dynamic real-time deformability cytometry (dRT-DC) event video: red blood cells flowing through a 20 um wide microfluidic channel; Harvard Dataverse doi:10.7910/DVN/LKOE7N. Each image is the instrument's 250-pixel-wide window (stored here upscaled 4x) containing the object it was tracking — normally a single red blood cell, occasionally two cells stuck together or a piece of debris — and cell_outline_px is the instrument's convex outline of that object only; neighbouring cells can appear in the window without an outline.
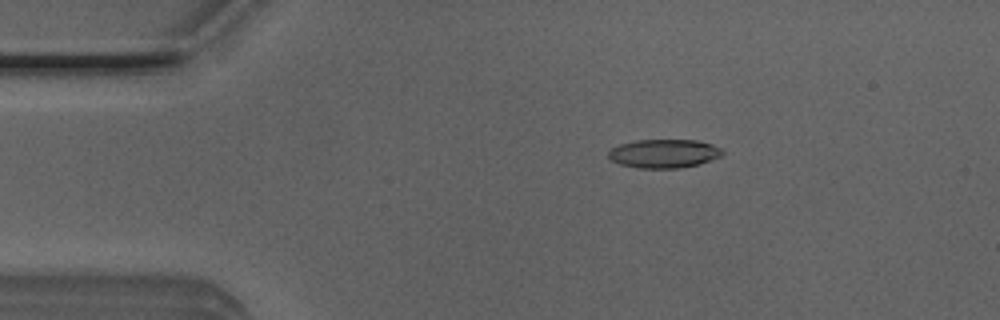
{"species": "Egyptian fruit bat (a non-hibernating species)", "species_latin": "Rousettus aegyptiacus", "temperature_condition": "room temperature", "stored_images_in_passage": 51, "camera_frame_rate_fps": 3000, "um_per_image_px": 0.085, "animal": {"sex": "male"}, "frame": {"image": 1, "passage_image": 9, "time_ms": 2.667, "image_size_px": [1000, 320], "cell_outline_px": [[724, 152], [720, 156], [712, 160], [700, 164], [680, 168], [636, 168], [620, 164], [612, 160], [608, 156], [608, 152], [612, 148], [620, 144], [636, 140], [696, 140], [712, 144], [720, 148]], "centroid_in_image_um": [56.44, 13.05], "position_along_channel_um": 28.6, "area_um2": 19.07}}
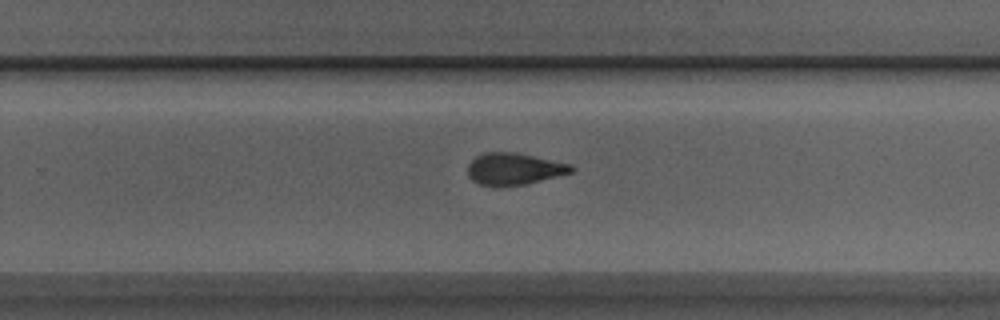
{"frame": {"image": 2, "passage_image": 32, "time_ms": 10.333, "image_size_px": [1000, 320], "cell_outline_px": [[576, 168], [572, 172], [524, 184], [480, 184], [472, 180], [468, 176], [468, 164], [476, 156], [484, 152], [516, 152], [572, 164]], "centroid_in_image_um": [43.71, 14.31], "position_along_channel_um": 286.1, "area_um2": 18.79}}
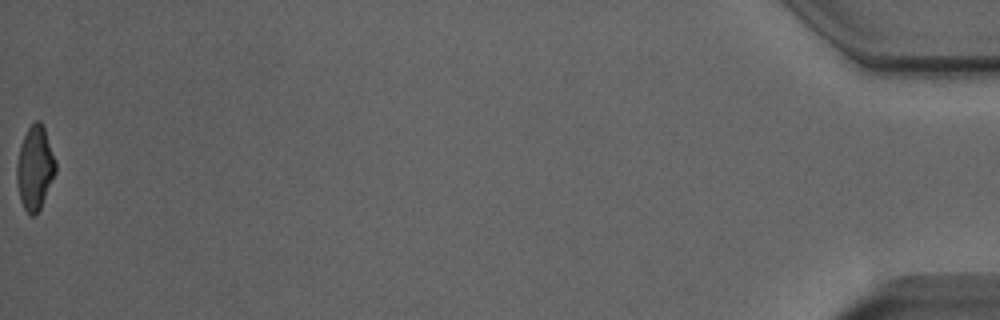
{"frame": {"image": 3, "passage_image": 51, "time_ms": 16.667, "image_size_px": [1000, 320], "cell_outline_px": [[56, 172], [40, 208], [32, 216], [28, 216], [20, 200], [16, 180], [16, 164], [20, 144], [28, 128], [36, 120], [40, 120], [44, 128], [56, 160]], "centroid_in_image_um": [2.95, 14.27], "position_along_channel_um": 432.2, "area_um2": 18.96}, "authors_computed_cell_mechanics": {"area_um2": 19.5942, "velocity_mm_per_s": 4.0269, "shape_relaxation_time_tau1_ms": null, "shape_relaxation_time_tau2_ms": 2.3911, "deformation_change_tau1": null, "deformation_change_tau2": 0.1024}}